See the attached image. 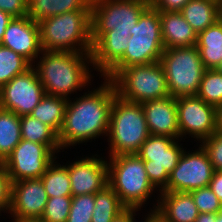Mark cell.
Returning a JSON list of instances; mask_svg holds the SVG:
<instances>
[{
  "label": "cell",
  "mask_w": 222,
  "mask_h": 222,
  "mask_svg": "<svg viewBox=\"0 0 222 222\" xmlns=\"http://www.w3.org/2000/svg\"><path fill=\"white\" fill-rule=\"evenodd\" d=\"M79 98L68 99L62 128L58 133L61 149L106 136L116 89L110 79ZM106 134V135H105Z\"/></svg>",
  "instance_id": "cell-1"
},
{
  "label": "cell",
  "mask_w": 222,
  "mask_h": 222,
  "mask_svg": "<svg viewBox=\"0 0 222 222\" xmlns=\"http://www.w3.org/2000/svg\"><path fill=\"white\" fill-rule=\"evenodd\" d=\"M40 55L32 66L46 94L71 99L72 93L92 86L91 53L42 50Z\"/></svg>",
  "instance_id": "cell-2"
},
{
  "label": "cell",
  "mask_w": 222,
  "mask_h": 222,
  "mask_svg": "<svg viewBox=\"0 0 222 222\" xmlns=\"http://www.w3.org/2000/svg\"><path fill=\"white\" fill-rule=\"evenodd\" d=\"M42 50L91 53V10L62 13L39 22Z\"/></svg>",
  "instance_id": "cell-3"
},
{
  "label": "cell",
  "mask_w": 222,
  "mask_h": 222,
  "mask_svg": "<svg viewBox=\"0 0 222 222\" xmlns=\"http://www.w3.org/2000/svg\"><path fill=\"white\" fill-rule=\"evenodd\" d=\"M149 135L141 103L130 102L116 95L107 133L109 157L136 154Z\"/></svg>",
  "instance_id": "cell-4"
},
{
  "label": "cell",
  "mask_w": 222,
  "mask_h": 222,
  "mask_svg": "<svg viewBox=\"0 0 222 222\" xmlns=\"http://www.w3.org/2000/svg\"><path fill=\"white\" fill-rule=\"evenodd\" d=\"M130 34L127 50L102 77L111 80L123 68L160 61L164 44L158 10L150 5L140 15Z\"/></svg>",
  "instance_id": "cell-5"
},
{
  "label": "cell",
  "mask_w": 222,
  "mask_h": 222,
  "mask_svg": "<svg viewBox=\"0 0 222 222\" xmlns=\"http://www.w3.org/2000/svg\"><path fill=\"white\" fill-rule=\"evenodd\" d=\"M107 163L108 185L120 201L127 208H143L156 189L148 179L144 160L137 154H122L111 156Z\"/></svg>",
  "instance_id": "cell-6"
},
{
  "label": "cell",
  "mask_w": 222,
  "mask_h": 222,
  "mask_svg": "<svg viewBox=\"0 0 222 222\" xmlns=\"http://www.w3.org/2000/svg\"><path fill=\"white\" fill-rule=\"evenodd\" d=\"M116 94L127 101L143 103L171 96L159 61L121 69L112 79Z\"/></svg>",
  "instance_id": "cell-7"
},
{
  "label": "cell",
  "mask_w": 222,
  "mask_h": 222,
  "mask_svg": "<svg viewBox=\"0 0 222 222\" xmlns=\"http://www.w3.org/2000/svg\"><path fill=\"white\" fill-rule=\"evenodd\" d=\"M150 0H91V39L94 44L105 33L130 37Z\"/></svg>",
  "instance_id": "cell-8"
},
{
  "label": "cell",
  "mask_w": 222,
  "mask_h": 222,
  "mask_svg": "<svg viewBox=\"0 0 222 222\" xmlns=\"http://www.w3.org/2000/svg\"><path fill=\"white\" fill-rule=\"evenodd\" d=\"M159 62L171 96L197 94L206 68L196 46L164 49Z\"/></svg>",
  "instance_id": "cell-9"
},
{
  "label": "cell",
  "mask_w": 222,
  "mask_h": 222,
  "mask_svg": "<svg viewBox=\"0 0 222 222\" xmlns=\"http://www.w3.org/2000/svg\"><path fill=\"white\" fill-rule=\"evenodd\" d=\"M179 141L181 139L150 134L136 153L144 160L148 179L157 192H161L167 186L169 174L177 166L185 150Z\"/></svg>",
  "instance_id": "cell-10"
},
{
  "label": "cell",
  "mask_w": 222,
  "mask_h": 222,
  "mask_svg": "<svg viewBox=\"0 0 222 222\" xmlns=\"http://www.w3.org/2000/svg\"><path fill=\"white\" fill-rule=\"evenodd\" d=\"M215 170L201 145L195 151H183L177 166L169 174L161 192H191L210 184Z\"/></svg>",
  "instance_id": "cell-11"
},
{
  "label": "cell",
  "mask_w": 222,
  "mask_h": 222,
  "mask_svg": "<svg viewBox=\"0 0 222 222\" xmlns=\"http://www.w3.org/2000/svg\"><path fill=\"white\" fill-rule=\"evenodd\" d=\"M56 154L45 144L22 139L3 162L12 182L40 178Z\"/></svg>",
  "instance_id": "cell-12"
},
{
  "label": "cell",
  "mask_w": 222,
  "mask_h": 222,
  "mask_svg": "<svg viewBox=\"0 0 222 222\" xmlns=\"http://www.w3.org/2000/svg\"><path fill=\"white\" fill-rule=\"evenodd\" d=\"M45 94L37 71L31 66L0 89V107L18 116L29 115Z\"/></svg>",
  "instance_id": "cell-13"
},
{
  "label": "cell",
  "mask_w": 222,
  "mask_h": 222,
  "mask_svg": "<svg viewBox=\"0 0 222 222\" xmlns=\"http://www.w3.org/2000/svg\"><path fill=\"white\" fill-rule=\"evenodd\" d=\"M180 139L193 137L199 143L216 132V108L197 95L176 98Z\"/></svg>",
  "instance_id": "cell-14"
},
{
  "label": "cell",
  "mask_w": 222,
  "mask_h": 222,
  "mask_svg": "<svg viewBox=\"0 0 222 222\" xmlns=\"http://www.w3.org/2000/svg\"><path fill=\"white\" fill-rule=\"evenodd\" d=\"M47 201L48 195L41 178L12 182L11 206L8 212L13 217L11 222L40 219Z\"/></svg>",
  "instance_id": "cell-15"
},
{
  "label": "cell",
  "mask_w": 222,
  "mask_h": 222,
  "mask_svg": "<svg viewBox=\"0 0 222 222\" xmlns=\"http://www.w3.org/2000/svg\"><path fill=\"white\" fill-rule=\"evenodd\" d=\"M100 155L85 156L66 163L72 196L95 194L108 185V163Z\"/></svg>",
  "instance_id": "cell-16"
},
{
  "label": "cell",
  "mask_w": 222,
  "mask_h": 222,
  "mask_svg": "<svg viewBox=\"0 0 222 222\" xmlns=\"http://www.w3.org/2000/svg\"><path fill=\"white\" fill-rule=\"evenodd\" d=\"M1 45L10 48L33 65L42 52L39 23L28 16L13 18L5 29Z\"/></svg>",
  "instance_id": "cell-17"
},
{
  "label": "cell",
  "mask_w": 222,
  "mask_h": 222,
  "mask_svg": "<svg viewBox=\"0 0 222 222\" xmlns=\"http://www.w3.org/2000/svg\"><path fill=\"white\" fill-rule=\"evenodd\" d=\"M151 135L169 136L179 139L180 131L176 98L167 96L141 103Z\"/></svg>",
  "instance_id": "cell-18"
},
{
  "label": "cell",
  "mask_w": 222,
  "mask_h": 222,
  "mask_svg": "<svg viewBox=\"0 0 222 222\" xmlns=\"http://www.w3.org/2000/svg\"><path fill=\"white\" fill-rule=\"evenodd\" d=\"M156 205L159 214L168 222H195L199 215L189 192H159Z\"/></svg>",
  "instance_id": "cell-19"
},
{
  "label": "cell",
  "mask_w": 222,
  "mask_h": 222,
  "mask_svg": "<svg viewBox=\"0 0 222 222\" xmlns=\"http://www.w3.org/2000/svg\"><path fill=\"white\" fill-rule=\"evenodd\" d=\"M164 49L196 46L197 33L179 11H159Z\"/></svg>",
  "instance_id": "cell-20"
},
{
  "label": "cell",
  "mask_w": 222,
  "mask_h": 222,
  "mask_svg": "<svg viewBox=\"0 0 222 222\" xmlns=\"http://www.w3.org/2000/svg\"><path fill=\"white\" fill-rule=\"evenodd\" d=\"M124 35L105 33L93 45L91 50L92 67L101 77L123 56L128 47Z\"/></svg>",
  "instance_id": "cell-21"
},
{
  "label": "cell",
  "mask_w": 222,
  "mask_h": 222,
  "mask_svg": "<svg viewBox=\"0 0 222 222\" xmlns=\"http://www.w3.org/2000/svg\"><path fill=\"white\" fill-rule=\"evenodd\" d=\"M196 47L206 69H216L222 61V20L197 35Z\"/></svg>",
  "instance_id": "cell-22"
},
{
  "label": "cell",
  "mask_w": 222,
  "mask_h": 222,
  "mask_svg": "<svg viewBox=\"0 0 222 222\" xmlns=\"http://www.w3.org/2000/svg\"><path fill=\"white\" fill-rule=\"evenodd\" d=\"M75 10H91V0H28V13L35 22Z\"/></svg>",
  "instance_id": "cell-23"
},
{
  "label": "cell",
  "mask_w": 222,
  "mask_h": 222,
  "mask_svg": "<svg viewBox=\"0 0 222 222\" xmlns=\"http://www.w3.org/2000/svg\"><path fill=\"white\" fill-rule=\"evenodd\" d=\"M220 7L212 0H190L179 12L198 34L220 19Z\"/></svg>",
  "instance_id": "cell-24"
},
{
  "label": "cell",
  "mask_w": 222,
  "mask_h": 222,
  "mask_svg": "<svg viewBox=\"0 0 222 222\" xmlns=\"http://www.w3.org/2000/svg\"><path fill=\"white\" fill-rule=\"evenodd\" d=\"M22 139L47 145L55 154L61 152L58 133L31 115L20 116Z\"/></svg>",
  "instance_id": "cell-25"
},
{
  "label": "cell",
  "mask_w": 222,
  "mask_h": 222,
  "mask_svg": "<svg viewBox=\"0 0 222 222\" xmlns=\"http://www.w3.org/2000/svg\"><path fill=\"white\" fill-rule=\"evenodd\" d=\"M67 102V98L45 94L29 115L49 125L59 133L64 122Z\"/></svg>",
  "instance_id": "cell-26"
},
{
  "label": "cell",
  "mask_w": 222,
  "mask_h": 222,
  "mask_svg": "<svg viewBox=\"0 0 222 222\" xmlns=\"http://www.w3.org/2000/svg\"><path fill=\"white\" fill-rule=\"evenodd\" d=\"M21 140L20 116L0 107V160L2 162Z\"/></svg>",
  "instance_id": "cell-27"
},
{
  "label": "cell",
  "mask_w": 222,
  "mask_h": 222,
  "mask_svg": "<svg viewBox=\"0 0 222 222\" xmlns=\"http://www.w3.org/2000/svg\"><path fill=\"white\" fill-rule=\"evenodd\" d=\"M94 206L91 222H113L127 209L109 185L95 193Z\"/></svg>",
  "instance_id": "cell-28"
},
{
  "label": "cell",
  "mask_w": 222,
  "mask_h": 222,
  "mask_svg": "<svg viewBox=\"0 0 222 222\" xmlns=\"http://www.w3.org/2000/svg\"><path fill=\"white\" fill-rule=\"evenodd\" d=\"M40 178L48 198L72 196L68 169L65 165L58 163L56 158Z\"/></svg>",
  "instance_id": "cell-29"
},
{
  "label": "cell",
  "mask_w": 222,
  "mask_h": 222,
  "mask_svg": "<svg viewBox=\"0 0 222 222\" xmlns=\"http://www.w3.org/2000/svg\"><path fill=\"white\" fill-rule=\"evenodd\" d=\"M31 66L24 57L10 48L0 45V89Z\"/></svg>",
  "instance_id": "cell-30"
},
{
  "label": "cell",
  "mask_w": 222,
  "mask_h": 222,
  "mask_svg": "<svg viewBox=\"0 0 222 222\" xmlns=\"http://www.w3.org/2000/svg\"><path fill=\"white\" fill-rule=\"evenodd\" d=\"M196 95L207 104L219 107L222 104V73L206 69Z\"/></svg>",
  "instance_id": "cell-31"
},
{
  "label": "cell",
  "mask_w": 222,
  "mask_h": 222,
  "mask_svg": "<svg viewBox=\"0 0 222 222\" xmlns=\"http://www.w3.org/2000/svg\"><path fill=\"white\" fill-rule=\"evenodd\" d=\"M71 202L72 196L48 198L44 213L40 219L44 222H67Z\"/></svg>",
  "instance_id": "cell-32"
},
{
  "label": "cell",
  "mask_w": 222,
  "mask_h": 222,
  "mask_svg": "<svg viewBox=\"0 0 222 222\" xmlns=\"http://www.w3.org/2000/svg\"><path fill=\"white\" fill-rule=\"evenodd\" d=\"M95 205V194L72 196L67 222H91Z\"/></svg>",
  "instance_id": "cell-33"
},
{
  "label": "cell",
  "mask_w": 222,
  "mask_h": 222,
  "mask_svg": "<svg viewBox=\"0 0 222 222\" xmlns=\"http://www.w3.org/2000/svg\"><path fill=\"white\" fill-rule=\"evenodd\" d=\"M199 213L218 214L222 210V203L209 186L190 192Z\"/></svg>",
  "instance_id": "cell-34"
},
{
  "label": "cell",
  "mask_w": 222,
  "mask_h": 222,
  "mask_svg": "<svg viewBox=\"0 0 222 222\" xmlns=\"http://www.w3.org/2000/svg\"><path fill=\"white\" fill-rule=\"evenodd\" d=\"M206 151L215 171H222V134L215 132L200 144Z\"/></svg>",
  "instance_id": "cell-35"
},
{
  "label": "cell",
  "mask_w": 222,
  "mask_h": 222,
  "mask_svg": "<svg viewBox=\"0 0 222 222\" xmlns=\"http://www.w3.org/2000/svg\"><path fill=\"white\" fill-rule=\"evenodd\" d=\"M12 181L2 163L0 165V214L7 213L11 206Z\"/></svg>",
  "instance_id": "cell-36"
},
{
  "label": "cell",
  "mask_w": 222,
  "mask_h": 222,
  "mask_svg": "<svg viewBox=\"0 0 222 222\" xmlns=\"http://www.w3.org/2000/svg\"><path fill=\"white\" fill-rule=\"evenodd\" d=\"M0 10L13 18L25 17L28 13V0H0Z\"/></svg>",
  "instance_id": "cell-37"
},
{
  "label": "cell",
  "mask_w": 222,
  "mask_h": 222,
  "mask_svg": "<svg viewBox=\"0 0 222 222\" xmlns=\"http://www.w3.org/2000/svg\"><path fill=\"white\" fill-rule=\"evenodd\" d=\"M190 0H150L151 5L158 11H180Z\"/></svg>",
  "instance_id": "cell-38"
},
{
  "label": "cell",
  "mask_w": 222,
  "mask_h": 222,
  "mask_svg": "<svg viewBox=\"0 0 222 222\" xmlns=\"http://www.w3.org/2000/svg\"><path fill=\"white\" fill-rule=\"evenodd\" d=\"M209 187L222 203V171L214 172Z\"/></svg>",
  "instance_id": "cell-39"
},
{
  "label": "cell",
  "mask_w": 222,
  "mask_h": 222,
  "mask_svg": "<svg viewBox=\"0 0 222 222\" xmlns=\"http://www.w3.org/2000/svg\"><path fill=\"white\" fill-rule=\"evenodd\" d=\"M13 17L4 11L0 10V45L3 39V35L5 32V29L9 25V23L12 21Z\"/></svg>",
  "instance_id": "cell-40"
},
{
  "label": "cell",
  "mask_w": 222,
  "mask_h": 222,
  "mask_svg": "<svg viewBox=\"0 0 222 222\" xmlns=\"http://www.w3.org/2000/svg\"><path fill=\"white\" fill-rule=\"evenodd\" d=\"M139 210L141 211V209L129 208V222H137L135 216H137L136 212ZM148 213L149 214H147L146 217H144L145 218L143 219L144 221L140 222H154V208L153 209L150 208V211Z\"/></svg>",
  "instance_id": "cell-41"
},
{
  "label": "cell",
  "mask_w": 222,
  "mask_h": 222,
  "mask_svg": "<svg viewBox=\"0 0 222 222\" xmlns=\"http://www.w3.org/2000/svg\"><path fill=\"white\" fill-rule=\"evenodd\" d=\"M217 214L213 213H199L195 222H216Z\"/></svg>",
  "instance_id": "cell-42"
},
{
  "label": "cell",
  "mask_w": 222,
  "mask_h": 222,
  "mask_svg": "<svg viewBox=\"0 0 222 222\" xmlns=\"http://www.w3.org/2000/svg\"><path fill=\"white\" fill-rule=\"evenodd\" d=\"M216 132L222 134V104L216 108Z\"/></svg>",
  "instance_id": "cell-43"
},
{
  "label": "cell",
  "mask_w": 222,
  "mask_h": 222,
  "mask_svg": "<svg viewBox=\"0 0 222 222\" xmlns=\"http://www.w3.org/2000/svg\"><path fill=\"white\" fill-rule=\"evenodd\" d=\"M113 222H129V208L117 216Z\"/></svg>",
  "instance_id": "cell-44"
},
{
  "label": "cell",
  "mask_w": 222,
  "mask_h": 222,
  "mask_svg": "<svg viewBox=\"0 0 222 222\" xmlns=\"http://www.w3.org/2000/svg\"><path fill=\"white\" fill-rule=\"evenodd\" d=\"M154 222H168L159 214L157 208H154Z\"/></svg>",
  "instance_id": "cell-45"
},
{
  "label": "cell",
  "mask_w": 222,
  "mask_h": 222,
  "mask_svg": "<svg viewBox=\"0 0 222 222\" xmlns=\"http://www.w3.org/2000/svg\"><path fill=\"white\" fill-rule=\"evenodd\" d=\"M216 222H222V210L217 214V221Z\"/></svg>",
  "instance_id": "cell-46"
},
{
  "label": "cell",
  "mask_w": 222,
  "mask_h": 222,
  "mask_svg": "<svg viewBox=\"0 0 222 222\" xmlns=\"http://www.w3.org/2000/svg\"><path fill=\"white\" fill-rule=\"evenodd\" d=\"M216 70L219 71L220 73H222V61L217 66Z\"/></svg>",
  "instance_id": "cell-47"
},
{
  "label": "cell",
  "mask_w": 222,
  "mask_h": 222,
  "mask_svg": "<svg viewBox=\"0 0 222 222\" xmlns=\"http://www.w3.org/2000/svg\"><path fill=\"white\" fill-rule=\"evenodd\" d=\"M24 222H44V221H42L41 219H32V220H27Z\"/></svg>",
  "instance_id": "cell-48"
},
{
  "label": "cell",
  "mask_w": 222,
  "mask_h": 222,
  "mask_svg": "<svg viewBox=\"0 0 222 222\" xmlns=\"http://www.w3.org/2000/svg\"><path fill=\"white\" fill-rule=\"evenodd\" d=\"M214 2H217L219 5H222V0H212Z\"/></svg>",
  "instance_id": "cell-49"
},
{
  "label": "cell",
  "mask_w": 222,
  "mask_h": 222,
  "mask_svg": "<svg viewBox=\"0 0 222 222\" xmlns=\"http://www.w3.org/2000/svg\"><path fill=\"white\" fill-rule=\"evenodd\" d=\"M220 19L222 20V5L220 7Z\"/></svg>",
  "instance_id": "cell-50"
}]
</instances>
